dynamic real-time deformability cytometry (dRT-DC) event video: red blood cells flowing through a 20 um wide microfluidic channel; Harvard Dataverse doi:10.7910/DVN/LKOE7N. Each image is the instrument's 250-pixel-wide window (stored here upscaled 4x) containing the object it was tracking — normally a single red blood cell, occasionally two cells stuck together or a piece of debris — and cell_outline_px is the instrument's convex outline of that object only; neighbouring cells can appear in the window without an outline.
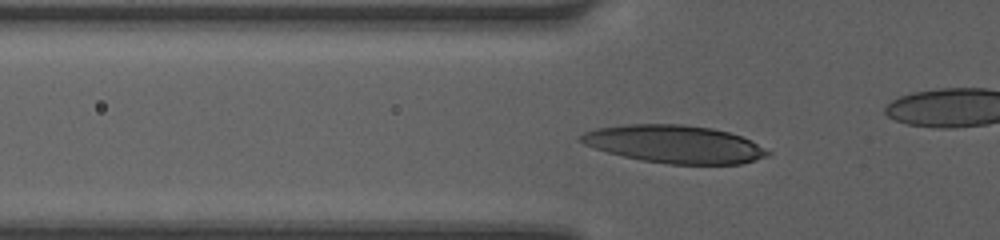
{"species": "human", "species_latin": "Homo sapiens", "temperature_condition": "room temperature", "stored_images_in_passage": 17, "camera_frame_rate_fps": 3000, "um_per_image_px": 0.085, "donor": {"sex": "female"}, "frame": {"image": 1, "passage_image": 8, "time_ms": 2.333, "image_size_px": [1000, 240], "cell_outline_px": [[772, 152], [768, 156], [740, 164], [668, 164], [640, 160], [608, 152], [584, 144], [580, 140], [580, 136], [584, 132], [596, 128], [628, 124], [684, 124], [712, 128], [728, 132], [740, 136]], "centroid_in_image_um": [57.32, 12.25], "position_along_channel_um": 68.5, "area_um2": 40.86}}
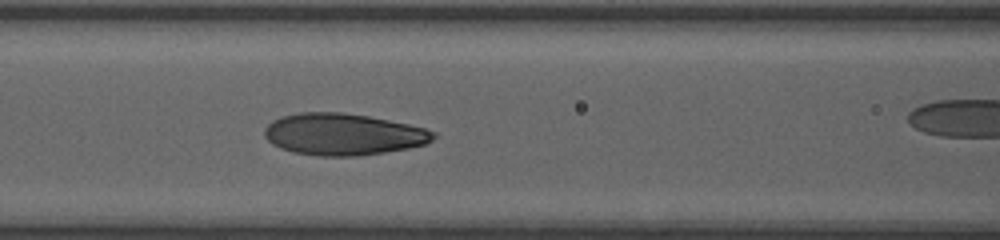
{"frame": {"image": 2, "passage_image": 12, "time_ms": 3.667, "image_size_px": [1000, 240], "cell_outline_px": [[436, 136], [432, 140], [424, 144], [408, 148], [384, 152], [356, 156], [320, 156], [292, 152], [280, 148], [272, 144], [264, 136], [264, 128], [272, 120], [280, 116], [300, 112], [340, 112], [368, 116], [408, 124], [424, 128], [436, 132]], "centroid_in_image_um": [29.13, 11.41], "position_along_channel_um": 137.5, "area_um2": 41.1}}
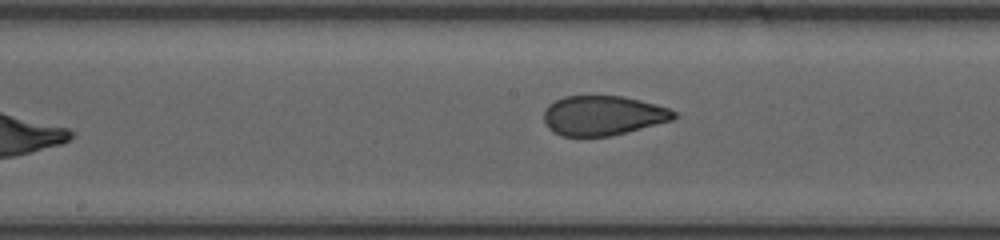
{"frame": {"image": 3, "passage_image": 17, "time_ms": 5.333, "image_size_px": [1000, 240], "cell_outline_px": [[680, 116], [672, 120], [628, 132], [608, 136], [560, 136], [552, 132], [544, 124], [544, 108], [548, 104], [564, 96], [624, 96], [656, 104], [668, 108], [676, 112]], "centroid_in_image_um": [51.24, 9.82], "position_along_channel_um": 197.0, "area_um2": 30.35}}